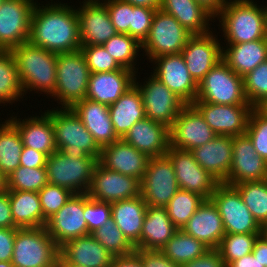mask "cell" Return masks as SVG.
<instances>
[{
  "label": "cell",
  "instance_id": "cell-1",
  "mask_svg": "<svg viewBox=\"0 0 267 267\" xmlns=\"http://www.w3.org/2000/svg\"><path fill=\"white\" fill-rule=\"evenodd\" d=\"M36 1L28 41L57 54L79 51L81 40L76 7L53 0L44 6Z\"/></svg>",
  "mask_w": 267,
  "mask_h": 267
},
{
  "label": "cell",
  "instance_id": "cell-2",
  "mask_svg": "<svg viewBox=\"0 0 267 267\" xmlns=\"http://www.w3.org/2000/svg\"><path fill=\"white\" fill-rule=\"evenodd\" d=\"M215 18L219 20L217 26L221 27L226 44L267 37V6H259L254 0H227Z\"/></svg>",
  "mask_w": 267,
  "mask_h": 267
},
{
  "label": "cell",
  "instance_id": "cell-3",
  "mask_svg": "<svg viewBox=\"0 0 267 267\" xmlns=\"http://www.w3.org/2000/svg\"><path fill=\"white\" fill-rule=\"evenodd\" d=\"M15 58L19 80L24 92L46 94L55 92L57 74V53L23 42L10 50ZM43 92V93H42Z\"/></svg>",
  "mask_w": 267,
  "mask_h": 267
},
{
  "label": "cell",
  "instance_id": "cell-4",
  "mask_svg": "<svg viewBox=\"0 0 267 267\" xmlns=\"http://www.w3.org/2000/svg\"><path fill=\"white\" fill-rule=\"evenodd\" d=\"M45 112L53 122L57 150L67 156L96 158L99 161L102 148L71 108L57 107Z\"/></svg>",
  "mask_w": 267,
  "mask_h": 267
},
{
  "label": "cell",
  "instance_id": "cell-5",
  "mask_svg": "<svg viewBox=\"0 0 267 267\" xmlns=\"http://www.w3.org/2000/svg\"><path fill=\"white\" fill-rule=\"evenodd\" d=\"M90 74L86 59L80 50L58 53L56 87L50 97L61 104L60 108H71L76 102L86 98Z\"/></svg>",
  "mask_w": 267,
  "mask_h": 267
},
{
  "label": "cell",
  "instance_id": "cell-6",
  "mask_svg": "<svg viewBox=\"0 0 267 267\" xmlns=\"http://www.w3.org/2000/svg\"><path fill=\"white\" fill-rule=\"evenodd\" d=\"M59 247L46 227L18 228L11 263L14 267H57Z\"/></svg>",
  "mask_w": 267,
  "mask_h": 267
},
{
  "label": "cell",
  "instance_id": "cell-7",
  "mask_svg": "<svg viewBox=\"0 0 267 267\" xmlns=\"http://www.w3.org/2000/svg\"><path fill=\"white\" fill-rule=\"evenodd\" d=\"M194 102L222 105H251L244 92V78L223 60L216 64L198 84Z\"/></svg>",
  "mask_w": 267,
  "mask_h": 267
},
{
  "label": "cell",
  "instance_id": "cell-8",
  "mask_svg": "<svg viewBox=\"0 0 267 267\" xmlns=\"http://www.w3.org/2000/svg\"><path fill=\"white\" fill-rule=\"evenodd\" d=\"M97 163L96 158H75L56 150L46 160L48 183L74 194L87 193Z\"/></svg>",
  "mask_w": 267,
  "mask_h": 267
},
{
  "label": "cell",
  "instance_id": "cell-9",
  "mask_svg": "<svg viewBox=\"0 0 267 267\" xmlns=\"http://www.w3.org/2000/svg\"><path fill=\"white\" fill-rule=\"evenodd\" d=\"M193 36L172 15L157 9L148 37L142 43V50L151 62L161 55L180 54Z\"/></svg>",
  "mask_w": 267,
  "mask_h": 267
},
{
  "label": "cell",
  "instance_id": "cell-10",
  "mask_svg": "<svg viewBox=\"0 0 267 267\" xmlns=\"http://www.w3.org/2000/svg\"><path fill=\"white\" fill-rule=\"evenodd\" d=\"M136 77L138 76L135 75L134 85L140 91L146 118L170 128L187 104L152 73L143 84Z\"/></svg>",
  "mask_w": 267,
  "mask_h": 267
},
{
  "label": "cell",
  "instance_id": "cell-11",
  "mask_svg": "<svg viewBox=\"0 0 267 267\" xmlns=\"http://www.w3.org/2000/svg\"><path fill=\"white\" fill-rule=\"evenodd\" d=\"M210 200L218 209L225 233L262 232V226L252 216L239 192L233 186L220 183Z\"/></svg>",
  "mask_w": 267,
  "mask_h": 267
},
{
  "label": "cell",
  "instance_id": "cell-12",
  "mask_svg": "<svg viewBox=\"0 0 267 267\" xmlns=\"http://www.w3.org/2000/svg\"><path fill=\"white\" fill-rule=\"evenodd\" d=\"M174 166L167 155L149 158L140 194L149 206L165 207L179 190Z\"/></svg>",
  "mask_w": 267,
  "mask_h": 267
},
{
  "label": "cell",
  "instance_id": "cell-13",
  "mask_svg": "<svg viewBox=\"0 0 267 267\" xmlns=\"http://www.w3.org/2000/svg\"><path fill=\"white\" fill-rule=\"evenodd\" d=\"M166 155L174 166L179 188L210 200L220 182L198 164L191 151L169 146Z\"/></svg>",
  "mask_w": 267,
  "mask_h": 267
},
{
  "label": "cell",
  "instance_id": "cell-14",
  "mask_svg": "<svg viewBox=\"0 0 267 267\" xmlns=\"http://www.w3.org/2000/svg\"><path fill=\"white\" fill-rule=\"evenodd\" d=\"M35 4L34 0H4L0 4V50L28 41Z\"/></svg>",
  "mask_w": 267,
  "mask_h": 267
},
{
  "label": "cell",
  "instance_id": "cell-15",
  "mask_svg": "<svg viewBox=\"0 0 267 267\" xmlns=\"http://www.w3.org/2000/svg\"><path fill=\"white\" fill-rule=\"evenodd\" d=\"M150 63L155 65L150 73L186 104H192L196 100L198 83L189 73L181 53L161 55Z\"/></svg>",
  "mask_w": 267,
  "mask_h": 267
},
{
  "label": "cell",
  "instance_id": "cell-16",
  "mask_svg": "<svg viewBox=\"0 0 267 267\" xmlns=\"http://www.w3.org/2000/svg\"><path fill=\"white\" fill-rule=\"evenodd\" d=\"M232 153L230 171L224 184L233 186L267 179V161L257 154L246 133L233 136Z\"/></svg>",
  "mask_w": 267,
  "mask_h": 267
},
{
  "label": "cell",
  "instance_id": "cell-17",
  "mask_svg": "<svg viewBox=\"0 0 267 267\" xmlns=\"http://www.w3.org/2000/svg\"><path fill=\"white\" fill-rule=\"evenodd\" d=\"M87 194L91 199L115 202L140 195V181L135 177L96 164Z\"/></svg>",
  "mask_w": 267,
  "mask_h": 267
},
{
  "label": "cell",
  "instance_id": "cell-18",
  "mask_svg": "<svg viewBox=\"0 0 267 267\" xmlns=\"http://www.w3.org/2000/svg\"><path fill=\"white\" fill-rule=\"evenodd\" d=\"M170 146L191 151L216 137V133L204 120L201 113L192 105L187 104L169 128Z\"/></svg>",
  "mask_w": 267,
  "mask_h": 267
},
{
  "label": "cell",
  "instance_id": "cell-19",
  "mask_svg": "<svg viewBox=\"0 0 267 267\" xmlns=\"http://www.w3.org/2000/svg\"><path fill=\"white\" fill-rule=\"evenodd\" d=\"M83 213L84 193L73 194L66 204L47 220V232L58 247L71 239L88 235V225Z\"/></svg>",
  "mask_w": 267,
  "mask_h": 267
},
{
  "label": "cell",
  "instance_id": "cell-20",
  "mask_svg": "<svg viewBox=\"0 0 267 267\" xmlns=\"http://www.w3.org/2000/svg\"><path fill=\"white\" fill-rule=\"evenodd\" d=\"M213 33L193 35L181 51L189 73L198 84L222 60V44Z\"/></svg>",
  "mask_w": 267,
  "mask_h": 267
},
{
  "label": "cell",
  "instance_id": "cell-21",
  "mask_svg": "<svg viewBox=\"0 0 267 267\" xmlns=\"http://www.w3.org/2000/svg\"><path fill=\"white\" fill-rule=\"evenodd\" d=\"M77 14L81 46L103 45L117 34L108 9L101 0L82 1L77 8Z\"/></svg>",
  "mask_w": 267,
  "mask_h": 267
},
{
  "label": "cell",
  "instance_id": "cell-22",
  "mask_svg": "<svg viewBox=\"0 0 267 267\" xmlns=\"http://www.w3.org/2000/svg\"><path fill=\"white\" fill-rule=\"evenodd\" d=\"M204 120L216 135L237 136L246 133L251 105H222L207 102H193Z\"/></svg>",
  "mask_w": 267,
  "mask_h": 267
},
{
  "label": "cell",
  "instance_id": "cell-23",
  "mask_svg": "<svg viewBox=\"0 0 267 267\" xmlns=\"http://www.w3.org/2000/svg\"><path fill=\"white\" fill-rule=\"evenodd\" d=\"M149 157L122 139L101 149L99 163L106 169L135 177L142 181Z\"/></svg>",
  "mask_w": 267,
  "mask_h": 267
},
{
  "label": "cell",
  "instance_id": "cell-24",
  "mask_svg": "<svg viewBox=\"0 0 267 267\" xmlns=\"http://www.w3.org/2000/svg\"><path fill=\"white\" fill-rule=\"evenodd\" d=\"M122 140L149 158L163 156L170 146L169 128L145 117L137 121Z\"/></svg>",
  "mask_w": 267,
  "mask_h": 267
},
{
  "label": "cell",
  "instance_id": "cell-25",
  "mask_svg": "<svg viewBox=\"0 0 267 267\" xmlns=\"http://www.w3.org/2000/svg\"><path fill=\"white\" fill-rule=\"evenodd\" d=\"M135 75L123 67L111 72L91 73L86 98L109 106L134 85Z\"/></svg>",
  "mask_w": 267,
  "mask_h": 267
},
{
  "label": "cell",
  "instance_id": "cell-26",
  "mask_svg": "<svg viewBox=\"0 0 267 267\" xmlns=\"http://www.w3.org/2000/svg\"><path fill=\"white\" fill-rule=\"evenodd\" d=\"M233 136L216 135V137L201 146L191 150L198 164L224 183L228 177L232 163Z\"/></svg>",
  "mask_w": 267,
  "mask_h": 267
},
{
  "label": "cell",
  "instance_id": "cell-27",
  "mask_svg": "<svg viewBox=\"0 0 267 267\" xmlns=\"http://www.w3.org/2000/svg\"><path fill=\"white\" fill-rule=\"evenodd\" d=\"M41 113L40 116L30 115L23 120L11 115L8 120L17 128L25 147L40 151L48 157L57 150L54 128L50 116L45 111Z\"/></svg>",
  "mask_w": 267,
  "mask_h": 267
},
{
  "label": "cell",
  "instance_id": "cell-28",
  "mask_svg": "<svg viewBox=\"0 0 267 267\" xmlns=\"http://www.w3.org/2000/svg\"><path fill=\"white\" fill-rule=\"evenodd\" d=\"M71 109L101 148L119 140L115 134L108 105L85 98L76 102Z\"/></svg>",
  "mask_w": 267,
  "mask_h": 267
},
{
  "label": "cell",
  "instance_id": "cell-29",
  "mask_svg": "<svg viewBox=\"0 0 267 267\" xmlns=\"http://www.w3.org/2000/svg\"><path fill=\"white\" fill-rule=\"evenodd\" d=\"M181 230L209 249H217L225 235L222 218L211 200H205Z\"/></svg>",
  "mask_w": 267,
  "mask_h": 267
},
{
  "label": "cell",
  "instance_id": "cell-30",
  "mask_svg": "<svg viewBox=\"0 0 267 267\" xmlns=\"http://www.w3.org/2000/svg\"><path fill=\"white\" fill-rule=\"evenodd\" d=\"M59 255L85 267H110L114 258L92 234L67 241L59 247Z\"/></svg>",
  "mask_w": 267,
  "mask_h": 267
},
{
  "label": "cell",
  "instance_id": "cell-31",
  "mask_svg": "<svg viewBox=\"0 0 267 267\" xmlns=\"http://www.w3.org/2000/svg\"><path fill=\"white\" fill-rule=\"evenodd\" d=\"M159 9L172 15L193 35L211 32L213 28L210 29V22L216 20L215 16L196 0H161Z\"/></svg>",
  "mask_w": 267,
  "mask_h": 267
},
{
  "label": "cell",
  "instance_id": "cell-32",
  "mask_svg": "<svg viewBox=\"0 0 267 267\" xmlns=\"http://www.w3.org/2000/svg\"><path fill=\"white\" fill-rule=\"evenodd\" d=\"M146 209L147 203L141 194L111 203V218L135 249H140V237Z\"/></svg>",
  "mask_w": 267,
  "mask_h": 267
},
{
  "label": "cell",
  "instance_id": "cell-33",
  "mask_svg": "<svg viewBox=\"0 0 267 267\" xmlns=\"http://www.w3.org/2000/svg\"><path fill=\"white\" fill-rule=\"evenodd\" d=\"M222 60L244 77L267 60V37L250 42L222 45Z\"/></svg>",
  "mask_w": 267,
  "mask_h": 267
},
{
  "label": "cell",
  "instance_id": "cell-34",
  "mask_svg": "<svg viewBox=\"0 0 267 267\" xmlns=\"http://www.w3.org/2000/svg\"><path fill=\"white\" fill-rule=\"evenodd\" d=\"M115 134L122 139L134 124L144 119L145 109L139 89L133 85L116 102L109 105Z\"/></svg>",
  "mask_w": 267,
  "mask_h": 267
},
{
  "label": "cell",
  "instance_id": "cell-35",
  "mask_svg": "<svg viewBox=\"0 0 267 267\" xmlns=\"http://www.w3.org/2000/svg\"><path fill=\"white\" fill-rule=\"evenodd\" d=\"M178 228L170 220L165 207L147 205L140 237V248L161 250Z\"/></svg>",
  "mask_w": 267,
  "mask_h": 267
},
{
  "label": "cell",
  "instance_id": "cell-36",
  "mask_svg": "<svg viewBox=\"0 0 267 267\" xmlns=\"http://www.w3.org/2000/svg\"><path fill=\"white\" fill-rule=\"evenodd\" d=\"M12 218L17 228L45 227L38 192L9 190Z\"/></svg>",
  "mask_w": 267,
  "mask_h": 267
},
{
  "label": "cell",
  "instance_id": "cell-37",
  "mask_svg": "<svg viewBox=\"0 0 267 267\" xmlns=\"http://www.w3.org/2000/svg\"><path fill=\"white\" fill-rule=\"evenodd\" d=\"M23 147L17 128L8 119L0 122V171L5 177L20 166Z\"/></svg>",
  "mask_w": 267,
  "mask_h": 267
},
{
  "label": "cell",
  "instance_id": "cell-38",
  "mask_svg": "<svg viewBox=\"0 0 267 267\" xmlns=\"http://www.w3.org/2000/svg\"><path fill=\"white\" fill-rule=\"evenodd\" d=\"M208 250L201 241L181 229H178L161 249L165 256L180 266L197 259Z\"/></svg>",
  "mask_w": 267,
  "mask_h": 267
},
{
  "label": "cell",
  "instance_id": "cell-39",
  "mask_svg": "<svg viewBox=\"0 0 267 267\" xmlns=\"http://www.w3.org/2000/svg\"><path fill=\"white\" fill-rule=\"evenodd\" d=\"M24 98L15 58L10 50H0V106Z\"/></svg>",
  "mask_w": 267,
  "mask_h": 267
},
{
  "label": "cell",
  "instance_id": "cell-40",
  "mask_svg": "<svg viewBox=\"0 0 267 267\" xmlns=\"http://www.w3.org/2000/svg\"><path fill=\"white\" fill-rule=\"evenodd\" d=\"M113 59L123 68L132 70L138 74L135 66L137 63L138 52L142 50V44L128 34L117 33L102 45Z\"/></svg>",
  "mask_w": 267,
  "mask_h": 267
},
{
  "label": "cell",
  "instance_id": "cell-41",
  "mask_svg": "<svg viewBox=\"0 0 267 267\" xmlns=\"http://www.w3.org/2000/svg\"><path fill=\"white\" fill-rule=\"evenodd\" d=\"M233 187L239 192L252 216L263 226L267 222V179L243 182Z\"/></svg>",
  "mask_w": 267,
  "mask_h": 267
},
{
  "label": "cell",
  "instance_id": "cell-42",
  "mask_svg": "<svg viewBox=\"0 0 267 267\" xmlns=\"http://www.w3.org/2000/svg\"><path fill=\"white\" fill-rule=\"evenodd\" d=\"M205 200L199 194L179 189L165 208L172 223L182 229Z\"/></svg>",
  "mask_w": 267,
  "mask_h": 267
},
{
  "label": "cell",
  "instance_id": "cell-43",
  "mask_svg": "<svg viewBox=\"0 0 267 267\" xmlns=\"http://www.w3.org/2000/svg\"><path fill=\"white\" fill-rule=\"evenodd\" d=\"M91 234L114 257L127 256L135 252V247L124 236L112 218Z\"/></svg>",
  "mask_w": 267,
  "mask_h": 267
},
{
  "label": "cell",
  "instance_id": "cell-44",
  "mask_svg": "<svg viewBox=\"0 0 267 267\" xmlns=\"http://www.w3.org/2000/svg\"><path fill=\"white\" fill-rule=\"evenodd\" d=\"M48 183L46 167L18 166L6 177V189L39 192Z\"/></svg>",
  "mask_w": 267,
  "mask_h": 267
},
{
  "label": "cell",
  "instance_id": "cell-45",
  "mask_svg": "<svg viewBox=\"0 0 267 267\" xmlns=\"http://www.w3.org/2000/svg\"><path fill=\"white\" fill-rule=\"evenodd\" d=\"M261 233H225L217 251L228 266L232 261L252 253L255 241Z\"/></svg>",
  "mask_w": 267,
  "mask_h": 267
},
{
  "label": "cell",
  "instance_id": "cell-46",
  "mask_svg": "<svg viewBox=\"0 0 267 267\" xmlns=\"http://www.w3.org/2000/svg\"><path fill=\"white\" fill-rule=\"evenodd\" d=\"M243 78L246 98L251 106L256 108L267 98V60Z\"/></svg>",
  "mask_w": 267,
  "mask_h": 267
},
{
  "label": "cell",
  "instance_id": "cell-47",
  "mask_svg": "<svg viewBox=\"0 0 267 267\" xmlns=\"http://www.w3.org/2000/svg\"><path fill=\"white\" fill-rule=\"evenodd\" d=\"M73 194L64 187L47 183L38 192L43 217L48 220L66 204Z\"/></svg>",
  "mask_w": 267,
  "mask_h": 267
},
{
  "label": "cell",
  "instance_id": "cell-48",
  "mask_svg": "<svg viewBox=\"0 0 267 267\" xmlns=\"http://www.w3.org/2000/svg\"><path fill=\"white\" fill-rule=\"evenodd\" d=\"M246 134L252 141L257 154L267 161V118L256 108L250 112Z\"/></svg>",
  "mask_w": 267,
  "mask_h": 267
},
{
  "label": "cell",
  "instance_id": "cell-49",
  "mask_svg": "<svg viewBox=\"0 0 267 267\" xmlns=\"http://www.w3.org/2000/svg\"><path fill=\"white\" fill-rule=\"evenodd\" d=\"M80 51L91 73L111 72L122 68L102 45L81 46Z\"/></svg>",
  "mask_w": 267,
  "mask_h": 267
},
{
  "label": "cell",
  "instance_id": "cell-50",
  "mask_svg": "<svg viewBox=\"0 0 267 267\" xmlns=\"http://www.w3.org/2000/svg\"><path fill=\"white\" fill-rule=\"evenodd\" d=\"M83 214L88 225L89 235L111 219V203L91 199L87 193H84Z\"/></svg>",
  "mask_w": 267,
  "mask_h": 267
},
{
  "label": "cell",
  "instance_id": "cell-51",
  "mask_svg": "<svg viewBox=\"0 0 267 267\" xmlns=\"http://www.w3.org/2000/svg\"><path fill=\"white\" fill-rule=\"evenodd\" d=\"M143 6L131 4V24H129V35L136 38L141 44L148 37L152 20L156 10Z\"/></svg>",
  "mask_w": 267,
  "mask_h": 267
},
{
  "label": "cell",
  "instance_id": "cell-52",
  "mask_svg": "<svg viewBox=\"0 0 267 267\" xmlns=\"http://www.w3.org/2000/svg\"><path fill=\"white\" fill-rule=\"evenodd\" d=\"M108 9L111 22L117 33L129 35L131 24V4L122 0H101Z\"/></svg>",
  "mask_w": 267,
  "mask_h": 267
},
{
  "label": "cell",
  "instance_id": "cell-53",
  "mask_svg": "<svg viewBox=\"0 0 267 267\" xmlns=\"http://www.w3.org/2000/svg\"><path fill=\"white\" fill-rule=\"evenodd\" d=\"M142 261L144 267H181L174 263L161 250L135 249L134 252Z\"/></svg>",
  "mask_w": 267,
  "mask_h": 267
},
{
  "label": "cell",
  "instance_id": "cell-54",
  "mask_svg": "<svg viewBox=\"0 0 267 267\" xmlns=\"http://www.w3.org/2000/svg\"><path fill=\"white\" fill-rule=\"evenodd\" d=\"M181 267H227L217 249H209L202 256L183 264Z\"/></svg>",
  "mask_w": 267,
  "mask_h": 267
},
{
  "label": "cell",
  "instance_id": "cell-55",
  "mask_svg": "<svg viewBox=\"0 0 267 267\" xmlns=\"http://www.w3.org/2000/svg\"><path fill=\"white\" fill-rule=\"evenodd\" d=\"M18 228H0V261H11Z\"/></svg>",
  "mask_w": 267,
  "mask_h": 267
},
{
  "label": "cell",
  "instance_id": "cell-56",
  "mask_svg": "<svg viewBox=\"0 0 267 267\" xmlns=\"http://www.w3.org/2000/svg\"><path fill=\"white\" fill-rule=\"evenodd\" d=\"M47 156L30 147H23L20 155V166L28 168L45 167Z\"/></svg>",
  "mask_w": 267,
  "mask_h": 267
},
{
  "label": "cell",
  "instance_id": "cell-57",
  "mask_svg": "<svg viewBox=\"0 0 267 267\" xmlns=\"http://www.w3.org/2000/svg\"><path fill=\"white\" fill-rule=\"evenodd\" d=\"M0 228H17L11 213L9 190L0 192Z\"/></svg>",
  "mask_w": 267,
  "mask_h": 267
},
{
  "label": "cell",
  "instance_id": "cell-58",
  "mask_svg": "<svg viewBox=\"0 0 267 267\" xmlns=\"http://www.w3.org/2000/svg\"><path fill=\"white\" fill-rule=\"evenodd\" d=\"M252 254L262 263L263 266L267 267V238L262 233L255 241Z\"/></svg>",
  "mask_w": 267,
  "mask_h": 267
},
{
  "label": "cell",
  "instance_id": "cell-59",
  "mask_svg": "<svg viewBox=\"0 0 267 267\" xmlns=\"http://www.w3.org/2000/svg\"><path fill=\"white\" fill-rule=\"evenodd\" d=\"M110 267H144L141 259L135 254L114 257Z\"/></svg>",
  "mask_w": 267,
  "mask_h": 267
},
{
  "label": "cell",
  "instance_id": "cell-60",
  "mask_svg": "<svg viewBox=\"0 0 267 267\" xmlns=\"http://www.w3.org/2000/svg\"><path fill=\"white\" fill-rule=\"evenodd\" d=\"M227 267H265L262 263L256 259V257L250 253L240 259L232 261Z\"/></svg>",
  "mask_w": 267,
  "mask_h": 267
},
{
  "label": "cell",
  "instance_id": "cell-61",
  "mask_svg": "<svg viewBox=\"0 0 267 267\" xmlns=\"http://www.w3.org/2000/svg\"><path fill=\"white\" fill-rule=\"evenodd\" d=\"M198 3L203 5L208 11L216 16L227 3V0H196Z\"/></svg>",
  "mask_w": 267,
  "mask_h": 267
},
{
  "label": "cell",
  "instance_id": "cell-62",
  "mask_svg": "<svg viewBox=\"0 0 267 267\" xmlns=\"http://www.w3.org/2000/svg\"><path fill=\"white\" fill-rule=\"evenodd\" d=\"M124 2L130 3L134 6H143L150 8H159L161 0H122Z\"/></svg>",
  "mask_w": 267,
  "mask_h": 267
},
{
  "label": "cell",
  "instance_id": "cell-63",
  "mask_svg": "<svg viewBox=\"0 0 267 267\" xmlns=\"http://www.w3.org/2000/svg\"><path fill=\"white\" fill-rule=\"evenodd\" d=\"M57 267H85V266L67 262L59 255L58 261H57Z\"/></svg>",
  "mask_w": 267,
  "mask_h": 267
},
{
  "label": "cell",
  "instance_id": "cell-64",
  "mask_svg": "<svg viewBox=\"0 0 267 267\" xmlns=\"http://www.w3.org/2000/svg\"><path fill=\"white\" fill-rule=\"evenodd\" d=\"M256 109L267 118V98Z\"/></svg>",
  "mask_w": 267,
  "mask_h": 267
},
{
  "label": "cell",
  "instance_id": "cell-65",
  "mask_svg": "<svg viewBox=\"0 0 267 267\" xmlns=\"http://www.w3.org/2000/svg\"><path fill=\"white\" fill-rule=\"evenodd\" d=\"M6 189V177L0 171V192Z\"/></svg>",
  "mask_w": 267,
  "mask_h": 267
},
{
  "label": "cell",
  "instance_id": "cell-66",
  "mask_svg": "<svg viewBox=\"0 0 267 267\" xmlns=\"http://www.w3.org/2000/svg\"><path fill=\"white\" fill-rule=\"evenodd\" d=\"M0 267H14L11 261H0Z\"/></svg>",
  "mask_w": 267,
  "mask_h": 267
},
{
  "label": "cell",
  "instance_id": "cell-67",
  "mask_svg": "<svg viewBox=\"0 0 267 267\" xmlns=\"http://www.w3.org/2000/svg\"><path fill=\"white\" fill-rule=\"evenodd\" d=\"M261 233L267 238V222L262 226Z\"/></svg>",
  "mask_w": 267,
  "mask_h": 267
}]
</instances>
